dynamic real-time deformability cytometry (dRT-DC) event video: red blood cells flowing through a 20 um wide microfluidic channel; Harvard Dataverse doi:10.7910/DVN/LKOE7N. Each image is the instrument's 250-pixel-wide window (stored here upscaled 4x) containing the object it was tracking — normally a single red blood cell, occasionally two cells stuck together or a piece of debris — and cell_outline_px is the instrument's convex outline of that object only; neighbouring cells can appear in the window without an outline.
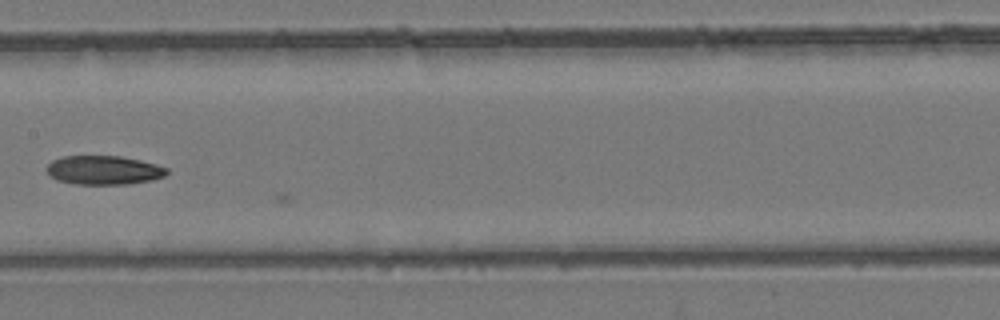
{"species": "common noctule bat (a hibernating species)", "species_latin": "Nyctalus noctula", "temperature_condition": "room temperature", "stored_images_in_passage": 26, "camera_frame_rate_fps": 3000, "um_per_image_px": 0.085, "animal": {"sex": "female", "body_mass_g": 24.6, "forearm_length_mm": 56.2}, "frame": {"image": 1, "passage_image": 25, "time_ms": 8.0, "image_size_px": [1000, 320], "cell_outline_px": [[168, 172], [164, 176], [152, 180], [128, 184], [72, 184], [56, 180], [48, 176], [44, 168], [52, 160], [60, 156], [120, 156], [140, 160], [156, 164], [168, 168]], "centroid_in_image_um": [8.76, 14.46], "position_along_channel_um": 198.6, "area_um2": 20.58}}